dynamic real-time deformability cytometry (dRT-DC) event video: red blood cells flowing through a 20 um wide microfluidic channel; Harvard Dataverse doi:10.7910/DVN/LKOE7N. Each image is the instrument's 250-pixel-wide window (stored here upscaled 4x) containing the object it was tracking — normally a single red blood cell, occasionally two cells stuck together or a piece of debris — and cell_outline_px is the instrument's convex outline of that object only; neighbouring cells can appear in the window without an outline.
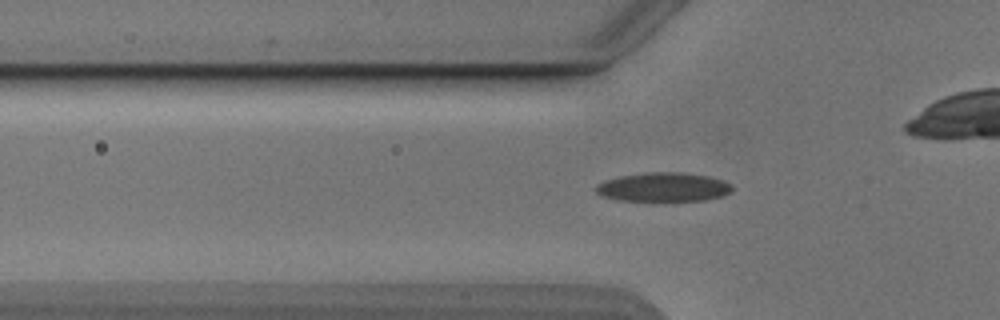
{"species": "Egyptian fruit bat (a non-hibernating species)", "species_latin": "Rousettus aegyptiacus", "temperature_condition": "cold", "stored_images_in_passage": 39, "camera_frame_rate_fps": 3000, "um_per_image_px": 0.085, "animal": {"sex": "male"}, "frame": {"image": 1, "passage_image": 8, "time_ms": 2.333, "image_size_px": [1000, 320], "cell_outline_px": [[732, 192], [724, 196], [704, 200], [664, 204], [616, 200], [600, 196], [596, 192], [596, 184], [604, 180], [620, 176], [644, 172], [684, 172], [708, 176], [724, 180], [732, 184]], "centroid_in_image_um": [56.38, 15.95], "position_along_channel_um": 69.4, "area_um2": 24.51}}
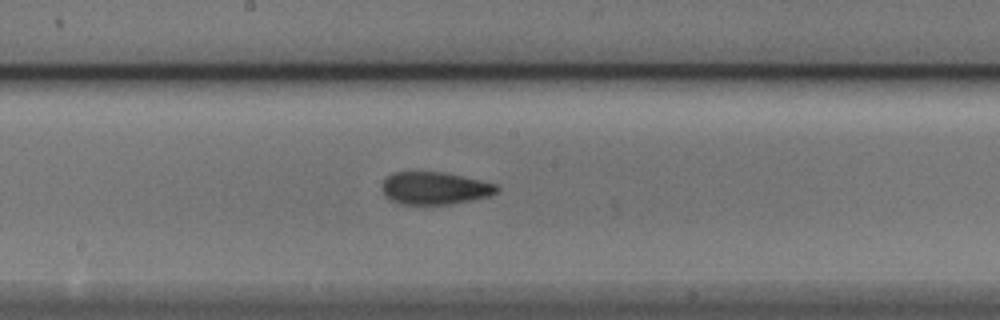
{"frame": {"image": 2, "passage_image": 19, "time_ms": 6.0, "image_size_px": [1000, 320], "cell_outline_px": [[500, 192], [488, 196], [472, 200], [448, 204], [396, 204], [388, 200], [384, 196], [380, 188], [380, 184], [384, 176], [392, 172], [444, 172], [500, 184]], "centroid_in_image_um": [36.91, 15.99], "position_along_channel_um": 211.3, "area_um2": 22.43}}
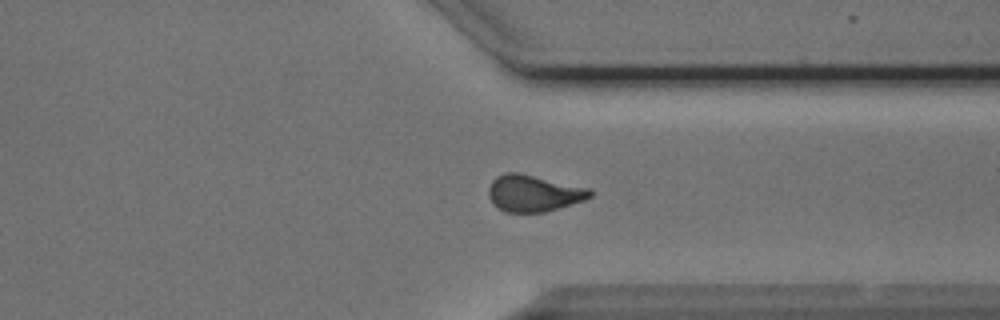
{"frame": {"image": 3, "passage_image": 31, "time_ms": 10.0, "image_size_px": [1000, 320], "cell_outline_px": [[592, 196], [584, 200], [544, 212], [504, 212], [492, 204], [488, 196], [488, 188], [492, 180], [496, 176], [504, 172], [520, 172], [588, 188], [592, 192]], "centroid_in_image_um": [45.29, 16.41], "position_along_channel_um": 366.1, "area_um2": 21.73}}